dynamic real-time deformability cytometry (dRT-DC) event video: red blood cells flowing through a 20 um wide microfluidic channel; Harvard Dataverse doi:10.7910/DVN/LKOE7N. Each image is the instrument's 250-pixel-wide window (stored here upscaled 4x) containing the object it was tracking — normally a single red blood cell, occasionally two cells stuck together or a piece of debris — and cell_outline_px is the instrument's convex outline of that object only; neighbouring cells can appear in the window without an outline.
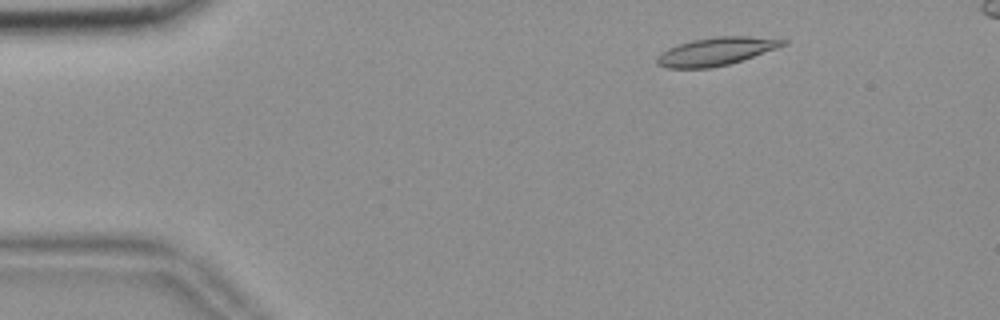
{"species": "common noctule bat (a hibernating species)", "species_latin": "Nyctalus noctula", "temperature_condition": "room temperature", "stored_images_in_passage": 53, "camera_frame_rate_fps": 3000, "um_per_image_px": 0.085, "animal": {"sex": "female", "body_mass_g": 18.4}, "frame": {"image": 1, "passage_image": 5, "time_ms": 1.333, "image_size_px": [1000, 320], "cell_outline_px": [[788, 44], [728, 64], [708, 68], [668, 68], [656, 64], [656, 56], [660, 52], [668, 48], [692, 40], [716, 36], [748, 36], [788, 40]], "centroid_in_image_um": [60.82, 4.36], "position_along_channel_um": 24.2, "area_um2": 20.35}}
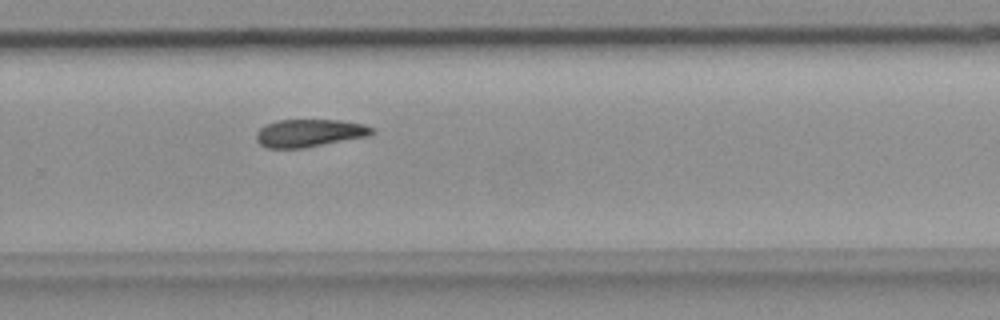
{"frame": {"image": 2, "passage_image": 34, "time_ms": 11.0, "image_size_px": [1000, 320], "cell_outline_px": [[376, 132], [372, 136], [304, 148], [268, 148], [260, 144], [256, 140], [256, 132], [264, 124], [276, 120], [340, 120], [364, 124], [372, 128]], "centroid_in_image_um": [26.32, 11.31], "position_along_channel_um": 303.5, "area_um2": 19.02}}
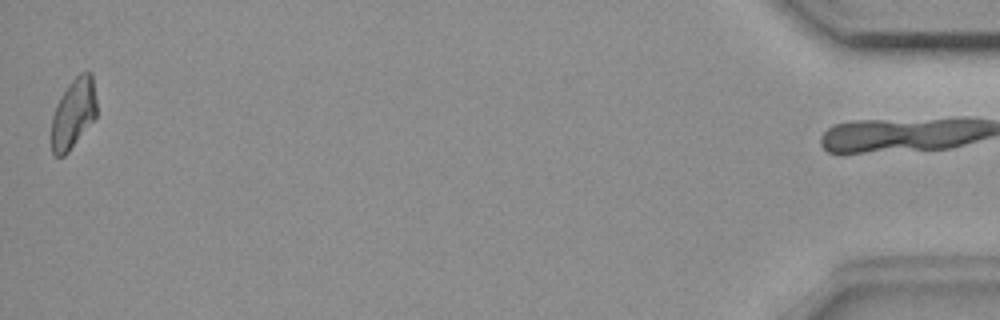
{"frame": {"image": 3, "passage_image": 52, "time_ms": 17.0, "image_size_px": [1000, 320], "cell_outline_px": [[96, 116], [68, 152], [64, 156], [56, 156], [52, 152], [52, 116], [56, 104], [60, 96], [68, 84], [80, 72], [92, 72], [96, 100]], "centroid_in_image_um": [6.23, 9.61], "position_along_channel_um": 429.0, "area_um2": 18.26}}